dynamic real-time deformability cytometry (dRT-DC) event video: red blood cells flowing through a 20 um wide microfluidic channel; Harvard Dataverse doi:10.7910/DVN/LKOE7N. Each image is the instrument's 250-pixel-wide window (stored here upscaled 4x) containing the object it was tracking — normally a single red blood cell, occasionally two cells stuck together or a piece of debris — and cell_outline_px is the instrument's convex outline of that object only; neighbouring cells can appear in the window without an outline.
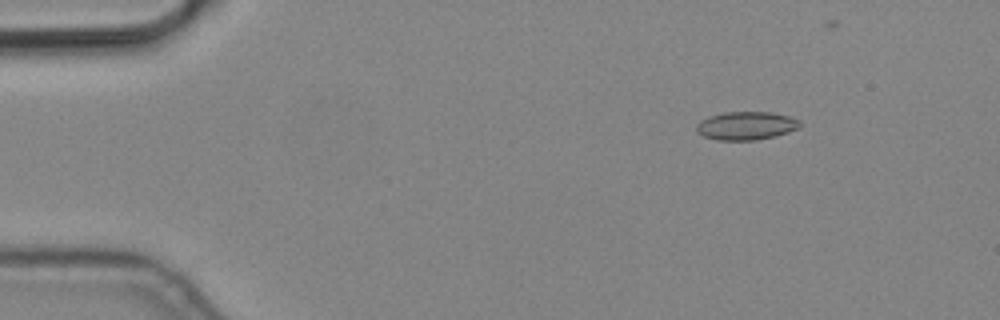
{"species": "common noctule bat (a hibernating species)", "species_latin": "Nyctalus noctula", "temperature_condition": "cold", "stored_images_in_passage": 5, "camera_frame_rate_fps": 3000, "um_per_image_px": 0.085, "animal": {"sex": "male", "body_mass_g": 19.2, "forearm_length_mm": 51.8}, "frame": {"image": 1, "passage_image": 3, "time_ms": 0.667, "image_size_px": [1000, 320], "cell_outline_px": [[800, 128], [776, 136], [756, 140], [716, 140], [704, 136], [696, 132], [696, 124], [700, 120], [708, 116], [724, 112], [768, 112], [788, 116], [800, 120]], "centroid_in_image_um": [63.4, 10.69], "position_along_channel_um": 21.6, "area_um2": 17.17}}